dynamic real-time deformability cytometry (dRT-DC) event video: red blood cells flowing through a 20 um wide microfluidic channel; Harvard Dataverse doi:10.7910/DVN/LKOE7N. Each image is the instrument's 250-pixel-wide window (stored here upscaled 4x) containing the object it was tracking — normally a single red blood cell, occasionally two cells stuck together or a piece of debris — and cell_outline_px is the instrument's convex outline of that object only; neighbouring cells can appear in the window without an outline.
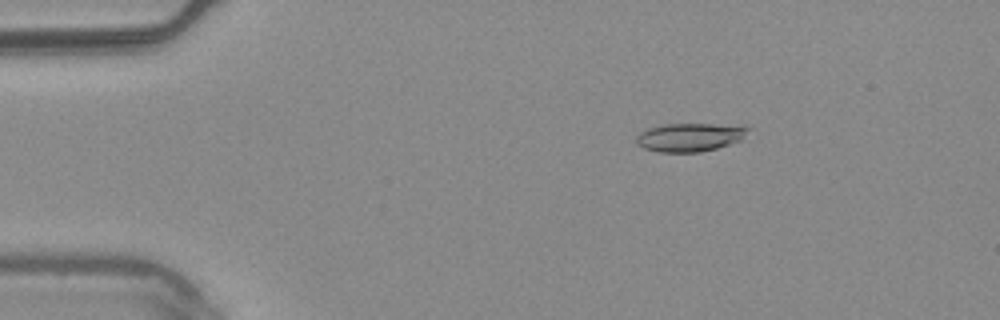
{"species": "common noctule bat (a hibernating species)", "species_latin": "Nyctalus noctula", "temperature_condition": "warm", "stored_images_in_passage": 54, "camera_frame_rate_fps": 3000, "um_per_image_px": 0.085, "animal": {"sex": "male", "body_mass_g": 20.4}, "frame": {"image": 1, "passage_image": 9, "time_ms": 2.667, "image_size_px": [1000, 320], "cell_outline_px": [[748, 128], [744, 140], [716, 148], [700, 152], [660, 152], [644, 148], [636, 144], [636, 136], [640, 132], [648, 128], [664, 124], [744, 124]], "centroid_in_image_um": [58.68, 11.65], "position_along_channel_um": 26.3, "area_um2": 18.79}}
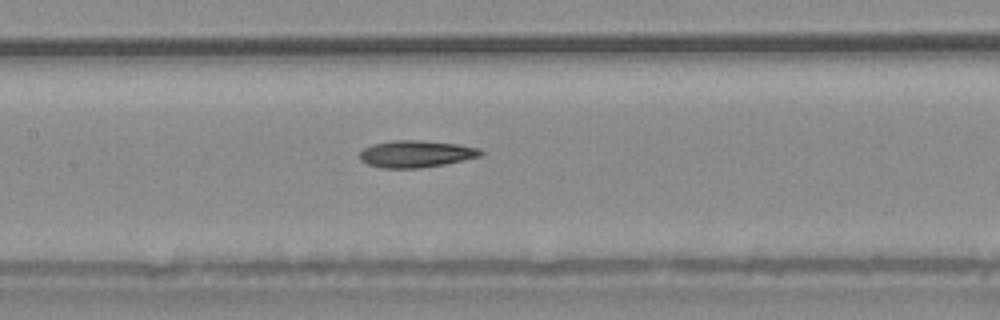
{"frame": {"image": 2, "passage_image": 26, "time_ms": 8.333, "image_size_px": [1000, 320], "cell_outline_px": [[484, 152], [480, 156], [444, 164], [420, 168], [380, 168], [368, 164], [360, 160], [360, 152], [364, 148], [372, 144], [392, 140], [420, 140], [460, 144], [480, 148]], "centroid_in_image_um": [35.36, 13.07], "position_along_channel_um": 172.0, "area_um2": 19.07}}
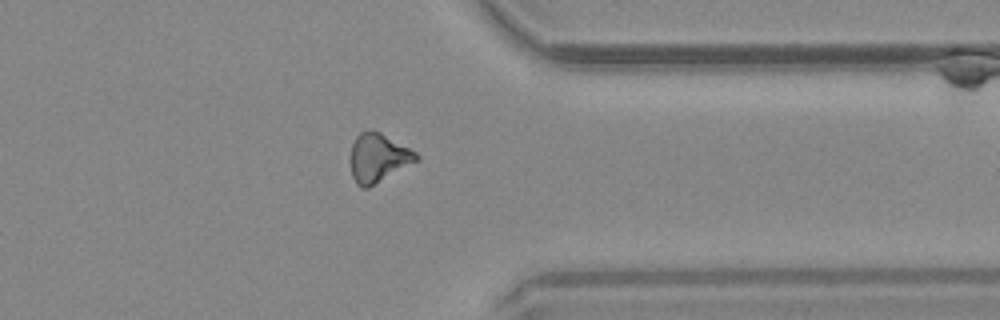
{"frame": {"image": 3, "passage_image": 43, "time_ms": 14.0, "image_size_px": [1000, 320], "cell_outline_px": [[420, 160], [368, 188], [360, 188], [356, 184], [352, 176], [352, 144], [356, 136], [360, 132], [380, 132], [416, 152], [420, 156]], "centroid_in_image_um": [32.18, 13.45], "position_along_channel_um": 379.2, "area_um2": 18.44}}